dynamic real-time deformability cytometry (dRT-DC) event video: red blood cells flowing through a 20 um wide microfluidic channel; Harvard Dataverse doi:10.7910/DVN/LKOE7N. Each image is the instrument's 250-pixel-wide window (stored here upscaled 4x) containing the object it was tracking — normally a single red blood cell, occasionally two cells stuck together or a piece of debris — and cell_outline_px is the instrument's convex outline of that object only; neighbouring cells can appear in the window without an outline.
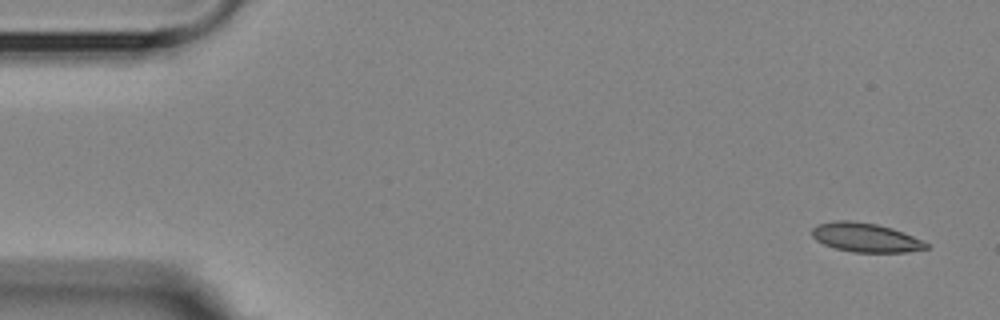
{"species": "Egyptian fruit bat (a non-hibernating species)", "species_latin": "Rousettus aegyptiacus", "temperature_condition": "room temperature", "stored_images_in_passage": 3, "camera_frame_rate_fps": 3000, "um_per_image_px": 0.085, "animal": {"sex": "female"}, "frame": {"image": 1, "passage_image": 1, "time_ms": 0.0, "image_size_px": [1000, 320], "cell_outline_px": [[928, 248], [908, 252], [852, 252], [836, 248], [824, 244], [816, 240], [812, 236], [812, 228], [816, 224], [836, 220], [848, 220], [876, 224], [892, 228], [904, 232], [928, 244]], "centroid_in_image_um": [73.54, 20.18], "position_along_channel_um": 11.5, "area_um2": 19.25}}